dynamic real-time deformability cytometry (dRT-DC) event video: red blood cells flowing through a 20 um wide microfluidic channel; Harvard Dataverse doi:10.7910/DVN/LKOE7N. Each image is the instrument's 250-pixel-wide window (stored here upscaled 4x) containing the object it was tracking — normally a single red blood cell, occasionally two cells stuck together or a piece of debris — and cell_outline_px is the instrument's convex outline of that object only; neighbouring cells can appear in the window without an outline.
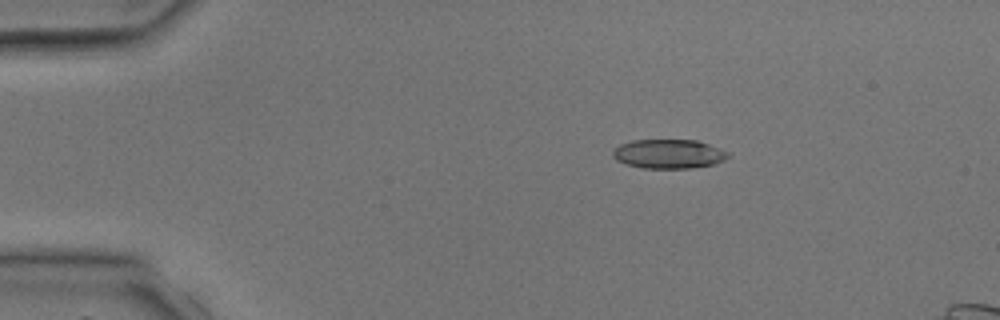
{"species": "common noctule bat (a hibernating species)", "species_latin": "Nyctalus noctula", "temperature_condition": "room temperature", "stored_images_in_passage": 3, "camera_frame_rate_fps": 3000, "um_per_image_px": 0.085, "animal": {"sex": "male", "body_mass_g": 17.9, "forearm_length_mm": 54.2}, "frame": {"image": 1, "passage_image": 1, "time_ms": 0.0, "image_size_px": [1000, 320], "cell_outline_px": [[732, 156], [724, 160], [712, 164], [692, 168], [644, 168], [624, 164], [616, 160], [612, 156], [612, 152], [620, 144], [632, 140], [696, 140], [708, 144], [728, 152]], "centroid_in_image_um": [56.82, 13.08], "position_along_channel_um": 28.2, "area_um2": 19.59}}